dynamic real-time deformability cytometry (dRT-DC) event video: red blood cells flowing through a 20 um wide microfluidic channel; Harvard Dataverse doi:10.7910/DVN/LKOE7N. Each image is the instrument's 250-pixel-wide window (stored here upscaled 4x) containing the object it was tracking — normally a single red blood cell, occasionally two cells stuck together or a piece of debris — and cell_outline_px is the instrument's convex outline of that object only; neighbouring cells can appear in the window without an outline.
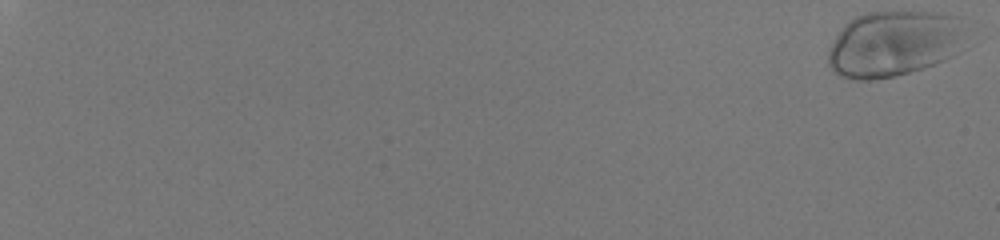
{"species": "human", "species_latin": "Homo sapiens", "temperature_condition": "room temperature", "stored_images_in_passage": 54, "camera_frame_rate_fps": 3000, "um_per_image_px": 0.085, "donor": {"sex": "male"}, "frame": {"image": 1, "passage_image": 1, "time_ms": 0.0, "image_size_px": [1000, 240], "cell_outline_px": [[960, 16], [952, 56], [936, 64], [924, 68], [896, 76], [872, 80], [856, 80], [832, 72], [828, 64], [828, 52], [836, 36], [844, 24], [856, 16], [868, 12], [928, 12]], "centroid_in_image_um": [75.82, 3.74], "position_along_channel_um": 9.2, "area_um2": 51.56}}
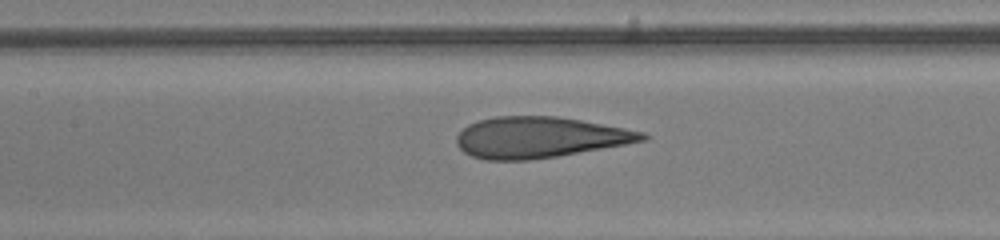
{"frame": {"image": 2, "passage_image": 30, "time_ms": 9.667, "image_size_px": [1000, 240], "cell_outline_px": [[652, 136], [648, 140], [556, 156], [528, 160], [484, 160], [472, 156], [464, 152], [456, 144], [456, 136], [468, 124], [480, 120], [496, 116], [556, 116], [580, 120], [624, 128], [644, 132]], "centroid_in_image_um": [45.86, 11.67], "position_along_channel_um": 161.5, "area_um2": 44.16}}
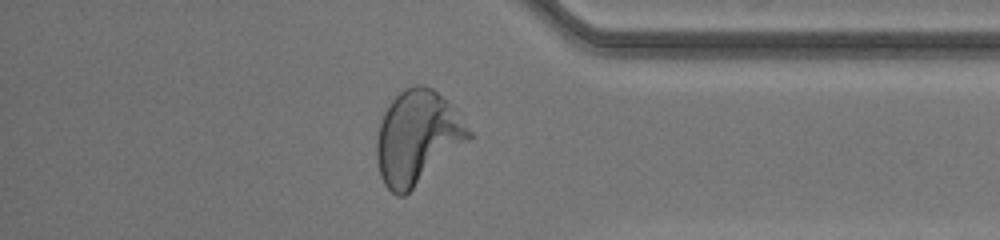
{"frame": {"image": 3, "passage_image": 48, "time_ms": 15.667, "image_size_px": [1000, 240], "cell_outline_px": [[472, 136], [468, 140], [404, 196], [396, 196], [384, 184], [380, 176], [376, 160], [376, 140], [380, 124], [384, 112], [388, 104], [404, 88], [416, 84], [424, 84], [432, 88], [448, 104], [472, 132]], "centroid_in_image_um": [35.41, 11.69], "position_along_channel_um": 399.8, "area_um2": 49.25}, "authors_computed_cell_mechanics": {"area_um2": 48.7832, "velocity_mm_per_s": 4.0948, "shape_relaxation_time_tau1_ms": 6.1659, "shape_relaxation_time_tau2_ms": null, "deformation_change_tau1": 0.2318, "deformation_change_tau2": null}}